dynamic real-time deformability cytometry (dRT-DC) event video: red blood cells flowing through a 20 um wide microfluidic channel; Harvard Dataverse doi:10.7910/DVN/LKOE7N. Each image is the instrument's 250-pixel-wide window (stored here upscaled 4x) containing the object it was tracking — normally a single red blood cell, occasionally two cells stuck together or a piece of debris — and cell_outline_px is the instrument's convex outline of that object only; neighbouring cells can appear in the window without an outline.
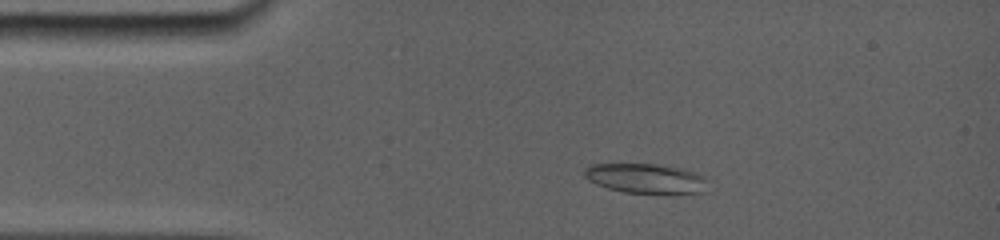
{"species": "common noctule bat (a hibernating species)", "species_latin": "Nyctalus noctula", "temperature_condition": "room temperature", "stored_images_in_passage": 26, "camera_frame_rate_fps": 5000, "um_per_image_px": 0.085, "animal": {"sex": "female", "body_mass_g": 19.0, "forearm_length_mm": 56.7}, "frame": {"image": 1, "passage_image": 1, "time_ms": 0.0, "image_size_px": [1000, 240], "cell_outline_px": [[708, 192], [672, 196], [668, 196], [624, 192], [608, 188], [596, 184], [588, 180], [584, 176], [584, 172], [592, 164], [652, 164], [692, 172], [700, 176], [704, 180]], "centroid_in_image_um": [54.91, 15.24], "position_along_channel_um": 30.1, "area_um2": 21.62}}
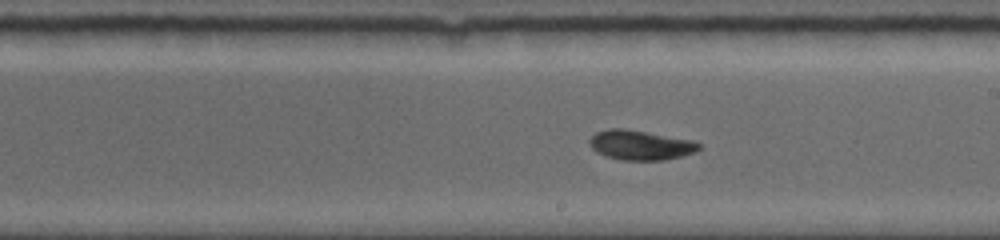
{"frame": {"image": 2, "passage_image": 14, "time_ms": 6.4, "image_size_px": [1000, 240], "cell_outline_px": [[700, 148], [696, 152], [664, 160], [620, 160], [604, 156], [596, 152], [592, 148], [588, 140], [596, 132], [608, 128], [624, 128], [692, 140], [700, 144]], "centroid_in_image_um": [54.4, 12.33], "position_along_channel_um": 234.6, "area_um2": 18.96}}
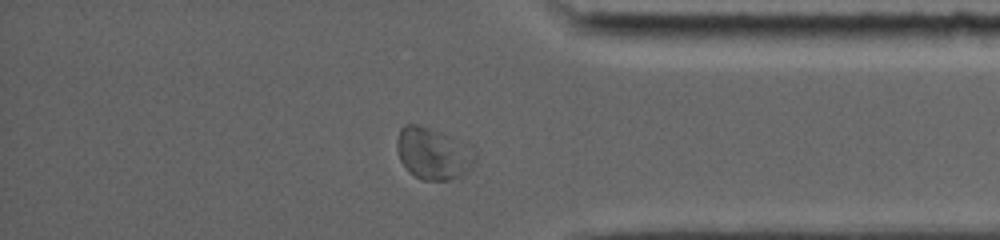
{"frame": {"image": 3, "passage_image": 23, "time_ms": 10.8, "image_size_px": [1000, 240], "cell_outline_px": [[476, 160], [472, 168], [460, 176], [448, 180], [424, 180], [408, 172], [400, 160], [396, 148], [396, 140], [400, 128], [404, 124], [416, 124], [452, 136], [476, 148]], "centroid_in_image_um": [36.84, 13.04], "position_along_channel_um": 398.4, "area_um2": 23.99}, "authors_computed_cell_mechanics": {"area_um2": 18.8139, "velocity_mm_per_s": 3.808, "shape_relaxation_time_tau1_ms": 4.9434, "shape_relaxation_time_tau2_ms": 5.0571, "deformation_change_tau1": 0.1133, "deformation_change_tau2": 0.105}}